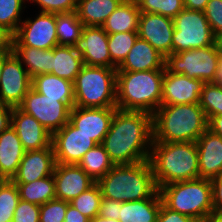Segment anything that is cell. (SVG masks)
<instances>
[{
    "instance_id": "obj_1",
    "label": "cell",
    "mask_w": 222,
    "mask_h": 222,
    "mask_svg": "<svg viewBox=\"0 0 222 222\" xmlns=\"http://www.w3.org/2000/svg\"><path fill=\"white\" fill-rule=\"evenodd\" d=\"M152 142V114L116 108L102 145L114 165H130L149 160Z\"/></svg>"
},
{
    "instance_id": "obj_2",
    "label": "cell",
    "mask_w": 222,
    "mask_h": 222,
    "mask_svg": "<svg viewBox=\"0 0 222 222\" xmlns=\"http://www.w3.org/2000/svg\"><path fill=\"white\" fill-rule=\"evenodd\" d=\"M149 162L157 189L200 178L196 142H152Z\"/></svg>"
},
{
    "instance_id": "obj_3",
    "label": "cell",
    "mask_w": 222,
    "mask_h": 222,
    "mask_svg": "<svg viewBox=\"0 0 222 222\" xmlns=\"http://www.w3.org/2000/svg\"><path fill=\"white\" fill-rule=\"evenodd\" d=\"M153 142H196L208 129L199 103L160 105L152 114Z\"/></svg>"
},
{
    "instance_id": "obj_4",
    "label": "cell",
    "mask_w": 222,
    "mask_h": 222,
    "mask_svg": "<svg viewBox=\"0 0 222 222\" xmlns=\"http://www.w3.org/2000/svg\"><path fill=\"white\" fill-rule=\"evenodd\" d=\"M165 69L117 71L116 107L153 114L161 105Z\"/></svg>"
},
{
    "instance_id": "obj_5",
    "label": "cell",
    "mask_w": 222,
    "mask_h": 222,
    "mask_svg": "<svg viewBox=\"0 0 222 222\" xmlns=\"http://www.w3.org/2000/svg\"><path fill=\"white\" fill-rule=\"evenodd\" d=\"M97 183L102 197L120 202L150 198L158 190L149 160L114 165Z\"/></svg>"
},
{
    "instance_id": "obj_6",
    "label": "cell",
    "mask_w": 222,
    "mask_h": 222,
    "mask_svg": "<svg viewBox=\"0 0 222 222\" xmlns=\"http://www.w3.org/2000/svg\"><path fill=\"white\" fill-rule=\"evenodd\" d=\"M162 203L169 209L199 222L214 213L210 179L197 178L160 187Z\"/></svg>"
},
{
    "instance_id": "obj_7",
    "label": "cell",
    "mask_w": 222,
    "mask_h": 222,
    "mask_svg": "<svg viewBox=\"0 0 222 222\" xmlns=\"http://www.w3.org/2000/svg\"><path fill=\"white\" fill-rule=\"evenodd\" d=\"M117 68L83 65L73 82L75 106L116 107Z\"/></svg>"
},
{
    "instance_id": "obj_8",
    "label": "cell",
    "mask_w": 222,
    "mask_h": 222,
    "mask_svg": "<svg viewBox=\"0 0 222 222\" xmlns=\"http://www.w3.org/2000/svg\"><path fill=\"white\" fill-rule=\"evenodd\" d=\"M173 22L172 53L215 44V35L204 12L184 8L173 18Z\"/></svg>"
},
{
    "instance_id": "obj_9",
    "label": "cell",
    "mask_w": 222,
    "mask_h": 222,
    "mask_svg": "<svg viewBox=\"0 0 222 222\" xmlns=\"http://www.w3.org/2000/svg\"><path fill=\"white\" fill-rule=\"evenodd\" d=\"M220 53L215 44L172 53L165 58V68L173 74L181 73L189 78L209 83L214 79Z\"/></svg>"
},
{
    "instance_id": "obj_10",
    "label": "cell",
    "mask_w": 222,
    "mask_h": 222,
    "mask_svg": "<svg viewBox=\"0 0 222 222\" xmlns=\"http://www.w3.org/2000/svg\"><path fill=\"white\" fill-rule=\"evenodd\" d=\"M74 106L75 102L47 98L31 87L18 108L33 116L53 135L69 122L70 111Z\"/></svg>"
},
{
    "instance_id": "obj_11",
    "label": "cell",
    "mask_w": 222,
    "mask_h": 222,
    "mask_svg": "<svg viewBox=\"0 0 222 222\" xmlns=\"http://www.w3.org/2000/svg\"><path fill=\"white\" fill-rule=\"evenodd\" d=\"M34 18L22 20L17 32L7 40L8 46H27L52 49L58 46L56 14L41 12Z\"/></svg>"
},
{
    "instance_id": "obj_12",
    "label": "cell",
    "mask_w": 222,
    "mask_h": 222,
    "mask_svg": "<svg viewBox=\"0 0 222 222\" xmlns=\"http://www.w3.org/2000/svg\"><path fill=\"white\" fill-rule=\"evenodd\" d=\"M32 79L21 61L6 45L3 48V70L0 77V103L18 107L31 88Z\"/></svg>"
},
{
    "instance_id": "obj_13",
    "label": "cell",
    "mask_w": 222,
    "mask_h": 222,
    "mask_svg": "<svg viewBox=\"0 0 222 222\" xmlns=\"http://www.w3.org/2000/svg\"><path fill=\"white\" fill-rule=\"evenodd\" d=\"M52 145L56 163L78 165L97 143L69 121L52 135Z\"/></svg>"
},
{
    "instance_id": "obj_14",
    "label": "cell",
    "mask_w": 222,
    "mask_h": 222,
    "mask_svg": "<svg viewBox=\"0 0 222 222\" xmlns=\"http://www.w3.org/2000/svg\"><path fill=\"white\" fill-rule=\"evenodd\" d=\"M73 47L82 56L84 65L117 68L111 61L108 33L102 26H84L81 37Z\"/></svg>"
},
{
    "instance_id": "obj_15",
    "label": "cell",
    "mask_w": 222,
    "mask_h": 222,
    "mask_svg": "<svg viewBox=\"0 0 222 222\" xmlns=\"http://www.w3.org/2000/svg\"><path fill=\"white\" fill-rule=\"evenodd\" d=\"M174 22L158 13L141 12L138 24L139 38L149 42L165 58L172 54Z\"/></svg>"
},
{
    "instance_id": "obj_16",
    "label": "cell",
    "mask_w": 222,
    "mask_h": 222,
    "mask_svg": "<svg viewBox=\"0 0 222 222\" xmlns=\"http://www.w3.org/2000/svg\"><path fill=\"white\" fill-rule=\"evenodd\" d=\"M204 82L183 74H173L165 68L161 105L197 104Z\"/></svg>"
},
{
    "instance_id": "obj_17",
    "label": "cell",
    "mask_w": 222,
    "mask_h": 222,
    "mask_svg": "<svg viewBox=\"0 0 222 222\" xmlns=\"http://www.w3.org/2000/svg\"><path fill=\"white\" fill-rule=\"evenodd\" d=\"M117 107L81 108L74 106L69 121L97 144H102Z\"/></svg>"
},
{
    "instance_id": "obj_18",
    "label": "cell",
    "mask_w": 222,
    "mask_h": 222,
    "mask_svg": "<svg viewBox=\"0 0 222 222\" xmlns=\"http://www.w3.org/2000/svg\"><path fill=\"white\" fill-rule=\"evenodd\" d=\"M53 177L56 199L68 202L78 197L96 182L77 164L56 163Z\"/></svg>"
},
{
    "instance_id": "obj_19",
    "label": "cell",
    "mask_w": 222,
    "mask_h": 222,
    "mask_svg": "<svg viewBox=\"0 0 222 222\" xmlns=\"http://www.w3.org/2000/svg\"><path fill=\"white\" fill-rule=\"evenodd\" d=\"M11 126L18 134L25 151L41 150L52 145V134L33 116L18 107H13Z\"/></svg>"
},
{
    "instance_id": "obj_20",
    "label": "cell",
    "mask_w": 222,
    "mask_h": 222,
    "mask_svg": "<svg viewBox=\"0 0 222 222\" xmlns=\"http://www.w3.org/2000/svg\"><path fill=\"white\" fill-rule=\"evenodd\" d=\"M53 145L41 150L25 151L17 174L12 178L14 183H30L53 175L55 168Z\"/></svg>"
},
{
    "instance_id": "obj_21",
    "label": "cell",
    "mask_w": 222,
    "mask_h": 222,
    "mask_svg": "<svg viewBox=\"0 0 222 222\" xmlns=\"http://www.w3.org/2000/svg\"><path fill=\"white\" fill-rule=\"evenodd\" d=\"M200 178L222 174V137L207 129L196 141Z\"/></svg>"
},
{
    "instance_id": "obj_22",
    "label": "cell",
    "mask_w": 222,
    "mask_h": 222,
    "mask_svg": "<svg viewBox=\"0 0 222 222\" xmlns=\"http://www.w3.org/2000/svg\"><path fill=\"white\" fill-rule=\"evenodd\" d=\"M165 69V57L149 42L137 38L124 61L117 67V71H149Z\"/></svg>"
},
{
    "instance_id": "obj_23",
    "label": "cell",
    "mask_w": 222,
    "mask_h": 222,
    "mask_svg": "<svg viewBox=\"0 0 222 222\" xmlns=\"http://www.w3.org/2000/svg\"><path fill=\"white\" fill-rule=\"evenodd\" d=\"M25 149L10 125L0 133V178L12 180L17 174Z\"/></svg>"
},
{
    "instance_id": "obj_24",
    "label": "cell",
    "mask_w": 222,
    "mask_h": 222,
    "mask_svg": "<svg viewBox=\"0 0 222 222\" xmlns=\"http://www.w3.org/2000/svg\"><path fill=\"white\" fill-rule=\"evenodd\" d=\"M161 196L157 190L150 198L122 202L119 212V222H157L161 208Z\"/></svg>"
},
{
    "instance_id": "obj_25",
    "label": "cell",
    "mask_w": 222,
    "mask_h": 222,
    "mask_svg": "<svg viewBox=\"0 0 222 222\" xmlns=\"http://www.w3.org/2000/svg\"><path fill=\"white\" fill-rule=\"evenodd\" d=\"M140 13L136 0H123L102 27L108 34L138 32Z\"/></svg>"
},
{
    "instance_id": "obj_26",
    "label": "cell",
    "mask_w": 222,
    "mask_h": 222,
    "mask_svg": "<svg viewBox=\"0 0 222 222\" xmlns=\"http://www.w3.org/2000/svg\"><path fill=\"white\" fill-rule=\"evenodd\" d=\"M123 0H77L76 13L84 26H102Z\"/></svg>"
},
{
    "instance_id": "obj_27",
    "label": "cell",
    "mask_w": 222,
    "mask_h": 222,
    "mask_svg": "<svg viewBox=\"0 0 222 222\" xmlns=\"http://www.w3.org/2000/svg\"><path fill=\"white\" fill-rule=\"evenodd\" d=\"M31 87L47 98L59 99V102H75L73 82L51 73L33 77Z\"/></svg>"
},
{
    "instance_id": "obj_28",
    "label": "cell",
    "mask_w": 222,
    "mask_h": 222,
    "mask_svg": "<svg viewBox=\"0 0 222 222\" xmlns=\"http://www.w3.org/2000/svg\"><path fill=\"white\" fill-rule=\"evenodd\" d=\"M31 79L40 74L52 73V49L44 50L27 46H9Z\"/></svg>"
},
{
    "instance_id": "obj_29",
    "label": "cell",
    "mask_w": 222,
    "mask_h": 222,
    "mask_svg": "<svg viewBox=\"0 0 222 222\" xmlns=\"http://www.w3.org/2000/svg\"><path fill=\"white\" fill-rule=\"evenodd\" d=\"M83 65L82 56L75 51L73 46L52 48L51 74L74 82Z\"/></svg>"
},
{
    "instance_id": "obj_30",
    "label": "cell",
    "mask_w": 222,
    "mask_h": 222,
    "mask_svg": "<svg viewBox=\"0 0 222 222\" xmlns=\"http://www.w3.org/2000/svg\"><path fill=\"white\" fill-rule=\"evenodd\" d=\"M20 199L36 205H42L56 199L55 180L53 175L30 182L15 183Z\"/></svg>"
},
{
    "instance_id": "obj_31",
    "label": "cell",
    "mask_w": 222,
    "mask_h": 222,
    "mask_svg": "<svg viewBox=\"0 0 222 222\" xmlns=\"http://www.w3.org/2000/svg\"><path fill=\"white\" fill-rule=\"evenodd\" d=\"M27 0H0V37L8 40L18 30Z\"/></svg>"
},
{
    "instance_id": "obj_32",
    "label": "cell",
    "mask_w": 222,
    "mask_h": 222,
    "mask_svg": "<svg viewBox=\"0 0 222 222\" xmlns=\"http://www.w3.org/2000/svg\"><path fill=\"white\" fill-rule=\"evenodd\" d=\"M78 165L96 182L114 166L102 144L88 150Z\"/></svg>"
},
{
    "instance_id": "obj_33",
    "label": "cell",
    "mask_w": 222,
    "mask_h": 222,
    "mask_svg": "<svg viewBox=\"0 0 222 222\" xmlns=\"http://www.w3.org/2000/svg\"><path fill=\"white\" fill-rule=\"evenodd\" d=\"M83 27L76 11L56 14L58 46H74L81 37Z\"/></svg>"
},
{
    "instance_id": "obj_34",
    "label": "cell",
    "mask_w": 222,
    "mask_h": 222,
    "mask_svg": "<svg viewBox=\"0 0 222 222\" xmlns=\"http://www.w3.org/2000/svg\"><path fill=\"white\" fill-rule=\"evenodd\" d=\"M102 192L100 186L95 182L90 188L72 199L69 204L75 207L81 214L90 220L99 214Z\"/></svg>"
},
{
    "instance_id": "obj_35",
    "label": "cell",
    "mask_w": 222,
    "mask_h": 222,
    "mask_svg": "<svg viewBox=\"0 0 222 222\" xmlns=\"http://www.w3.org/2000/svg\"><path fill=\"white\" fill-rule=\"evenodd\" d=\"M138 37V32L108 34V49L111 61L117 67L124 61Z\"/></svg>"
},
{
    "instance_id": "obj_36",
    "label": "cell",
    "mask_w": 222,
    "mask_h": 222,
    "mask_svg": "<svg viewBox=\"0 0 222 222\" xmlns=\"http://www.w3.org/2000/svg\"><path fill=\"white\" fill-rule=\"evenodd\" d=\"M19 201L17 185L12 180H3L0 183V222H12Z\"/></svg>"
},
{
    "instance_id": "obj_37",
    "label": "cell",
    "mask_w": 222,
    "mask_h": 222,
    "mask_svg": "<svg viewBox=\"0 0 222 222\" xmlns=\"http://www.w3.org/2000/svg\"><path fill=\"white\" fill-rule=\"evenodd\" d=\"M199 104L207 119L222 115V87L211 82L204 83Z\"/></svg>"
},
{
    "instance_id": "obj_38",
    "label": "cell",
    "mask_w": 222,
    "mask_h": 222,
    "mask_svg": "<svg viewBox=\"0 0 222 222\" xmlns=\"http://www.w3.org/2000/svg\"><path fill=\"white\" fill-rule=\"evenodd\" d=\"M141 12L158 13L160 15L174 18L183 9V0H136Z\"/></svg>"
},
{
    "instance_id": "obj_39",
    "label": "cell",
    "mask_w": 222,
    "mask_h": 222,
    "mask_svg": "<svg viewBox=\"0 0 222 222\" xmlns=\"http://www.w3.org/2000/svg\"><path fill=\"white\" fill-rule=\"evenodd\" d=\"M68 201L50 200L40 205L39 222H64Z\"/></svg>"
},
{
    "instance_id": "obj_40",
    "label": "cell",
    "mask_w": 222,
    "mask_h": 222,
    "mask_svg": "<svg viewBox=\"0 0 222 222\" xmlns=\"http://www.w3.org/2000/svg\"><path fill=\"white\" fill-rule=\"evenodd\" d=\"M35 3L41 12L53 14L69 13L76 11L77 0H27V3Z\"/></svg>"
},
{
    "instance_id": "obj_41",
    "label": "cell",
    "mask_w": 222,
    "mask_h": 222,
    "mask_svg": "<svg viewBox=\"0 0 222 222\" xmlns=\"http://www.w3.org/2000/svg\"><path fill=\"white\" fill-rule=\"evenodd\" d=\"M40 206L20 199L12 222H39Z\"/></svg>"
},
{
    "instance_id": "obj_42",
    "label": "cell",
    "mask_w": 222,
    "mask_h": 222,
    "mask_svg": "<svg viewBox=\"0 0 222 222\" xmlns=\"http://www.w3.org/2000/svg\"><path fill=\"white\" fill-rule=\"evenodd\" d=\"M203 12L213 34L222 31V0H209Z\"/></svg>"
},
{
    "instance_id": "obj_43",
    "label": "cell",
    "mask_w": 222,
    "mask_h": 222,
    "mask_svg": "<svg viewBox=\"0 0 222 222\" xmlns=\"http://www.w3.org/2000/svg\"><path fill=\"white\" fill-rule=\"evenodd\" d=\"M120 208H122V202L102 197L98 215L106 219L118 220Z\"/></svg>"
},
{
    "instance_id": "obj_44",
    "label": "cell",
    "mask_w": 222,
    "mask_h": 222,
    "mask_svg": "<svg viewBox=\"0 0 222 222\" xmlns=\"http://www.w3.org/2000/svg\"><path fill=\"white\" fill-rule=\"evenodd\" d=\"M157 222H199V221L190 216L173 211L167 208L161 202V208L158 213Z\"/></svg>"
},
{
    "instance_id": "obj_45",
    "label": "cell",
    "mask_w": 222,
    "mask_h": 222,
    "mask_svg": "<svg viewBox=\"0 0 222 222\" xmlns=\"http://www.w3.org/2000/svg\"><path fill=\"white\" fill-rule=\"evenodd\" d=\"M214 212L222 215V174L210 179Z\"/></svg>"
},
{
    "instance_id": "obj_46",
    "label": "cell",
    "mask_w": 222,
    "mask_h": 222,
    "mask_svg": "<svg viewBox=\"0 0 222 222\" xmlns=\"http://www.w3.org/2000/svg\"><path fill=\"white\" fill-rule=\"evenodd\" d=\"M12 110V107L0 103V133L11 125Z\"/></svg>"
},
{
    "instance_id": "obj_47",
    "label": "cell",
    "mask_w": 222,
    "mask_h": 222,
    "mask_svg": "<svg viewBox=\"0 0 222 222\" xmlns=\"http://www.w3.org/2000/svg\"><path fill=\"white\" fill-rule=\"evenodd\" d=\"M64 222H90V219L81 214L75 207L68 204Z\"/></svg>"
},
{
    "instance_id": "obj_48",
    "label": "cell",
    "mask_w": 222,
    "mask_h": 222,
    "mask_svg": "<svg viewBox=\"0 0 222 222\" xmlns=\"http://www.w3.org/2000/svg\"><path fill=\"white\" fill-rule=\"evenodd\" d=\"M208 129L222 137V115L210 117L208 119Z\"/></svg>"
},
{
    "instance_id": "obj_49",
    "label": "cell",
    "mask_w": 222,
    "mask_h": 222,
    "mask_svg": "<svg viewBox=\"0 0 222 222\" xmlns=\"http://www.w3.org/2000/svg\"><path fill=\"white\" fill-rule=\"evenodd\" d=\"M209 0H183L184 8L195 11H204Z\"/></svg>"
},
{
    "instance_id": "obj_50",
    "label": "cell",
    "mask_w": 222,
    "mask_h": 222,
    "mask_svg": "<svg viewBox=\"0 0 222 222\" xmlns=\"http://www.w3.org/2000/svg\"><path fill=\"white\" fill-rule=\"evenodd\" d=\"M211 83L222 87V52L220 53L218 67Z\"/></svg>"
},
{
    "instance_id": "obj_51",
    "label": "cell",
    "mask_w": 222,
    "mask_h": 222,
    "mask_svg": "<svg viewBox=\"0 0 222 222\" xmlns=\"http://www.w3.org/2000/svg\"><path fill=\"white\" fill-rule=\"evenodd\" d=\"M202 222H222V215L217 213H211L206 219Z\"/></svg>"
},
{
    "instance_id": "obj_52",
    "label": "cell",
    "mask_w": 222,
    "mask_h": 222,
    "mask_svg": "<svg viewBox=\"0 0 222 222\" xmlns=\"http://www.w3.org/2000/svg\"><path fill=\"white\" fill-rule=\"evenodd\" d=\"M215 45L220 52H222V31L215 35Z\"/></svg>"
},
{
    "instance_id": "obj_53",
    "label": "cell",
    "mask_w": 222,
    "mask_h": 222,
    "mask_svg": "<svg viewBox=\"0 0 222 222\" xmlns=\"http://www.w3.org/2000/svg\"><path fill=\"white\" fill-rule=\"evenodd\" d=\"M90 222H119V221L114 219H106L97 215L94 219L90 220Z\"/></svg>"
},
{
    "instance_id": "obj_54",
    "label": "cell",
    "mask_w": 222,
    "mask_h": 222,
    "mask_svg": "<svg viewBox=\"0 0 222 222\" xmlns=\"http://www.w3.org/2000/svg\"><path fill=\"white\" fill-rule=\"evenodd\" d=\"M3 70V49L0 51V77Z\"/></svg>"
},
{
    "instance_id": "obj_55",
    "label": "cell",
    "mask_w": 222,
    "mask_h": 222,
    "mask_svg": "<svg viewBox=\"0 0 222 222\" xmlns=\"http://www.w3.org/2000/svg\"><path fill=\"white\" fill-rule=\"evenodd\" d=\"M7 45V40L0 37V51Z\"/></svg>"
}]
</instances>
